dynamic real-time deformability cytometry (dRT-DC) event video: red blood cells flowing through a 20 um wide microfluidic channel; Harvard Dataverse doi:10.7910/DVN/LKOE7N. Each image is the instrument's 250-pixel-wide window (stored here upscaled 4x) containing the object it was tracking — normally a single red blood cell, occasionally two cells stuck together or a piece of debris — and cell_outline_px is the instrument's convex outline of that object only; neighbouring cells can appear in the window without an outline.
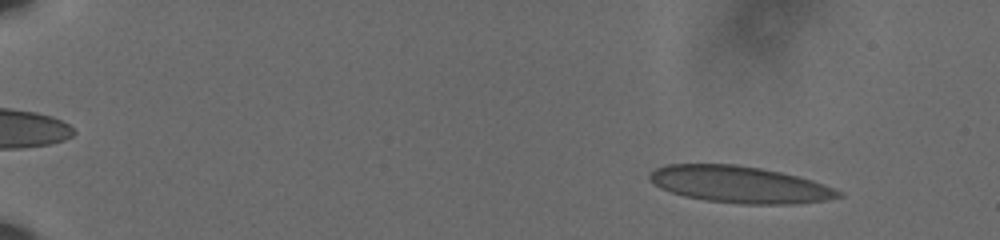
{"species": "human", "species_latin": "Homo sapiens", "temperature_condition": "cold", "stored_images_in_passage": 59, "camera_frame_rate_fps": 3000, "um_per_image_px": 0.085, "donor": {"sex": "male"}, "frame": {"image": 1, "passage_image": 7, "time_ms": 2.0, "image_size_px": [1000, 240], "cell_outline_px": [[844, 196], [824, 200], [792, 204], [740, 204], [708, 200], [684, 196], [660, 188], [648, 176], [656, 168], [668, 164], [736, 164], [760, 168], [780, 172], [812, 180], [844, 192]], "centroid_in_image_um": [62.9, 15.68], "position_along_channel_um": 22.1, "area_um2": 40.11}}
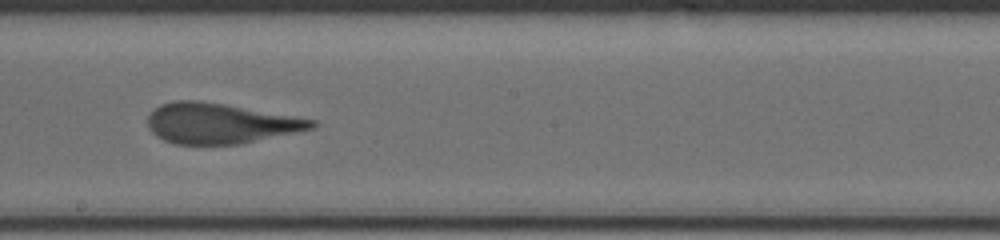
{"frame": {"image": 2, "passage_image": 36, "time_ms": 11.667, "image_size_px": [1000, 240], "cell_outline_px": [[316, 128], [240, 144], [176, 144], [164, 140], [156, 136], [148, 128], [148, 116], [160, 104], [172, 100], [196, 100], [224, 104], [316, 120]], "centroid_in_image_um": [18.69, 10.49], "position_along_channel_um": 229.5, "area_um2": 38.38}}
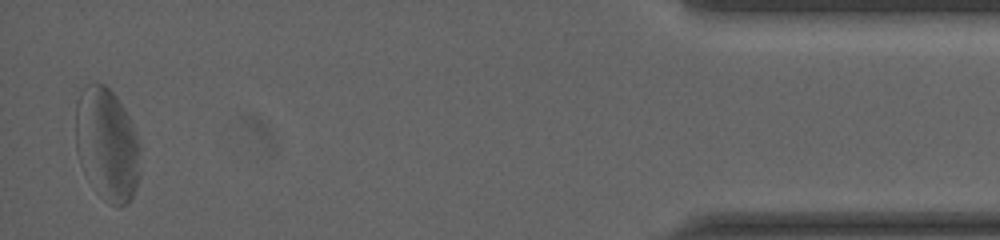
{"frame": {"image": 3, "passage_image": 58, "time_ms": 19.0, "image_size_px": [1000, 240], "cell_outline_px": [[140, 172], [136, 188], [128, 204], [120, 208], [108, 204], [92, 188], [80, 164], [76, 152], [76, 100], [84, 84], [96, 80], [104, 84], [116, 96], [124, 108], [132, 124], [140, 144]], "centroid_in_image_um": [9.08, 12.28], "position_along_channel_um": 426.1, "area_um2": 43.47}, "authors_computed_cell_mechanics": {"area_um2": 40.0554, "velocity_mm_per_s": 3.5846, "shape_relaxation_time_tau1_ms": null, "shape_relaxation_time_tau2_ms": 0.6656, "deformation_change_tau1": null, "deformation_change_tau2": 0.086}}